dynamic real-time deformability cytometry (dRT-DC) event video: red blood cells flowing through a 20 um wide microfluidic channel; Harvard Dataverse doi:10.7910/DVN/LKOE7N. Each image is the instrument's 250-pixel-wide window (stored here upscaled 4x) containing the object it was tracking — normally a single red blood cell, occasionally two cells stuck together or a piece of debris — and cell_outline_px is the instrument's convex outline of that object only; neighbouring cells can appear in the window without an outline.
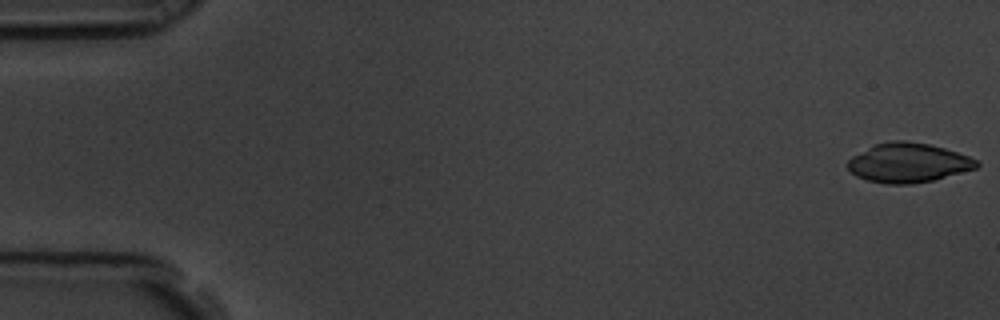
{"species": "common noctule bat (a hibernating species)", "species_latin": "Nyctalus noctula", "temperature_condition": "room temperature", "stored_images_in_passage": 6, "camera_frame_rate_fps": 3000, "um_per_image_px": 0.085, "animal": {"sex": "male", "body_mass_g": 19.5, "forearm_length_mm": 54.6}, "frame": {"image": 1, "passage_image": 1, "time_ms": 0.0, "image_size_px": [1000, 320], "cell_outline_px": [[980, 164], [976, 168], [932, 180], [912, 184], [888, 184], [868, 180], [856, 176], [848, 168], [848, 160], [852, 156], [876, 144], [892, 140], [904, 140], [928, 144], [944, 148], [968, 156], [976, 160]], "centroid_in_image_um": [77.19, 13.83], "position_along_channel_um": 7.8, "area_um2": 29.19}}